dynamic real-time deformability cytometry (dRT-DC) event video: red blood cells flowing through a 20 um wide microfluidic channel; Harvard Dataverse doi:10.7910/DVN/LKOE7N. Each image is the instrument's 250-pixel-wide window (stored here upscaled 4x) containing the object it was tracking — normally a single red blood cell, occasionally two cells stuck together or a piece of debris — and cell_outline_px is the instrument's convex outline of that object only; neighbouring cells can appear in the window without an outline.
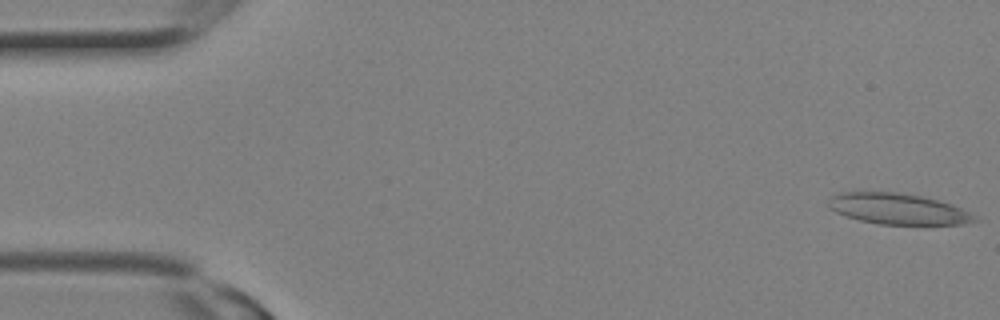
{"species": "Egyptian fruit bat (a non-hibernating species)", "species_latin": "Rousettus aegyptiacus", "temperature_condition": "room temperature", "stored_images_in_passage": 3, "segment_of_instrument_passage": [2, 2], "camera_frame_rate_fps": 3000, "um_per_image_px": 0.085, "animal": {"sex": "female"}, "frame": {"image": 1, "passage_image": 3, "time_ms": 0.667, "image_size_px": [1000, 320], "cell_outline_px": [[976, 220], [960, 224], [876, 224], [860, 220], [836, 212], [828, 208], [828, 200], [832, 196], [840, 192], [900, 192], [924, 196], [952, 204], [976, 216]], "centroid_in_image_um": [76.29, 17.74], "position_along_channel_um": 8.7, "area_um2": 26.18}}